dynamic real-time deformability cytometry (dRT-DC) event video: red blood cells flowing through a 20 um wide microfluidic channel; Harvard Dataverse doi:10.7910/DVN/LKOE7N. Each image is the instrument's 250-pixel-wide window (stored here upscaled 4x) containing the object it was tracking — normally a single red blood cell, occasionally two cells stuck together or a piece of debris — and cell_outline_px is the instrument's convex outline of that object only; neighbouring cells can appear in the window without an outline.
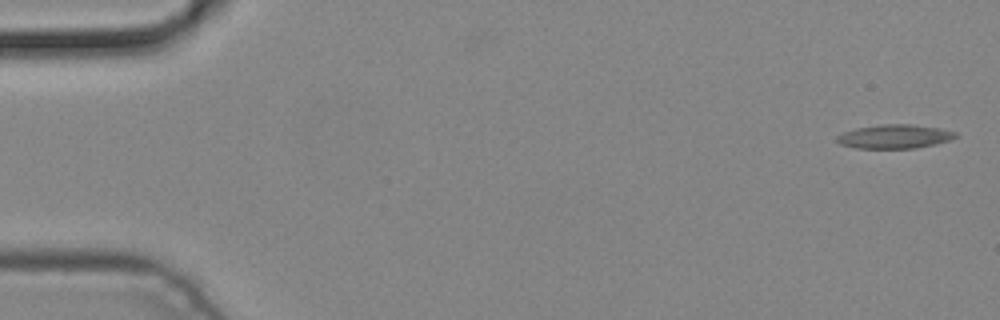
{"species": "common noctule bat (a hibernating species)", "species_latin": "Nyctalus noctula", "temperature_condition": "cold", "stored_images_in_passage": 4, "camera_frame_rate_fps": 3000, "um_per_image_px": 0.085, "animal": {"sex": "male", "body_mass_g": 19.2, "forearm_length_mm": 51.8}, "frame": {"image": 1, "passage_image": 1, "time_ms": 0.0, "image_size_px": [1000, 320], "cell_outline_px": [[960, 136], [936, 144], [916, 148], [856, 148], [840, 144], [836, 140], [836, 136], [844, 132], [856, 128], [880, 124], [912, 124], [940, 128], [956, 132]], "centroid_in_image_um": [76.05, 11.6], "position_along_channel_um": 8.9, "area_um2": 16.59}}
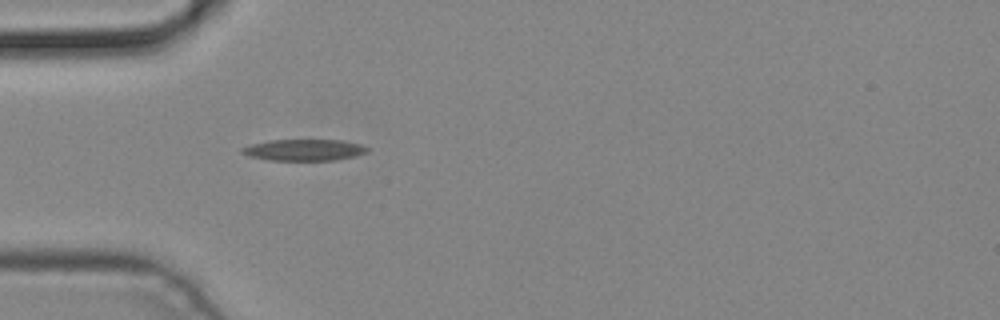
{"frame": {"image": 2, "passage_image": 4, "time_ms": 1.0, "image_size_px": [1000, 320], "cell_outline_px": [[368, 152], [356, 156], [336, 160], [268, 160], [248, 156], [240, 152], [240, 148], [252, 144], [268, 140], [344, 140], [360, 144], [368, 148]], "centroid_in_image_um": [25.84, 12.74], "position_along_channel_um": 59.2, "area_um2": 15.72}}